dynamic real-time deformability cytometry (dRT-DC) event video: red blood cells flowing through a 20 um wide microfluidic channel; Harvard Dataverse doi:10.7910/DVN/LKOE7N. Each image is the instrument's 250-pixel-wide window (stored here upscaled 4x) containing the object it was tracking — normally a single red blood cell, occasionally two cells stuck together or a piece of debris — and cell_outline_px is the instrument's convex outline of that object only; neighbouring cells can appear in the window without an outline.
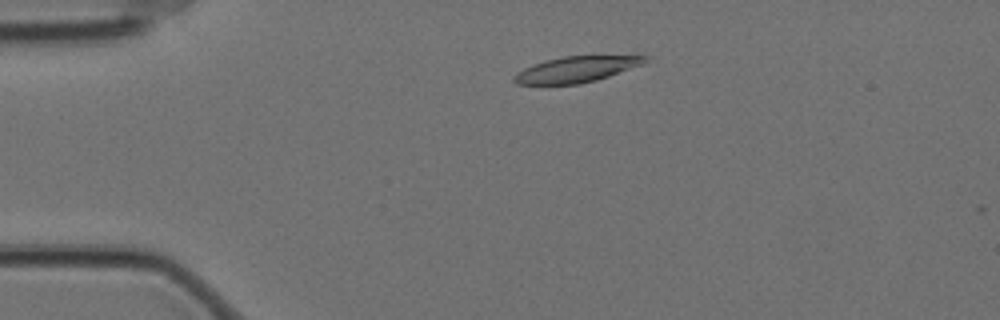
{"species": "Egyptian fruit bat (a non-hibernating species)", "species_latin": "Rousettus aegyptiacus", "temperature_condition": "cold", "stored_images_in_passage": 54, "camera_frame_rate_fps": 3000, "um_per_image_px": 0.085, "animal": {"sex": "female"}, "frame": {"image": 1, "passage_image": 8, "time_ms": 2.333, "image_size_px": [1000, 320], "cell_outline_px": [[648, 60], [644, 64], [596, 80], [580, 84], [516, 84], [512, 80], [512, 76], [516, 72], [532, 64], [544, 60], [564, 56], [648, 56]], "centroid_in_image_um": [48.93, 5.9], "position_along_channel_um": 36.1, "area_um2": 19.71}}
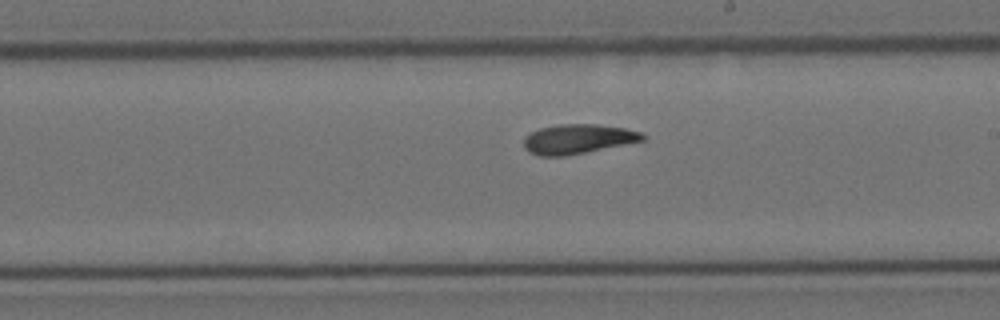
{"frame": {"image": 2, "passage_image": 29, "time_ms": 9.333, "image_size_px": [1000, 320], "cell_outline_px": [[648, 136], [644, 140], [564, 156], [540, 156], [528, 152], [524, 148], [524, 136], [540, 128], [560, 124], [596, 124], [624, 128], [640, 132]], "centroid_in_image_um": [49.09, 11.81], "position_along_channel_um": 239.9, "area_um2": 20.29}}
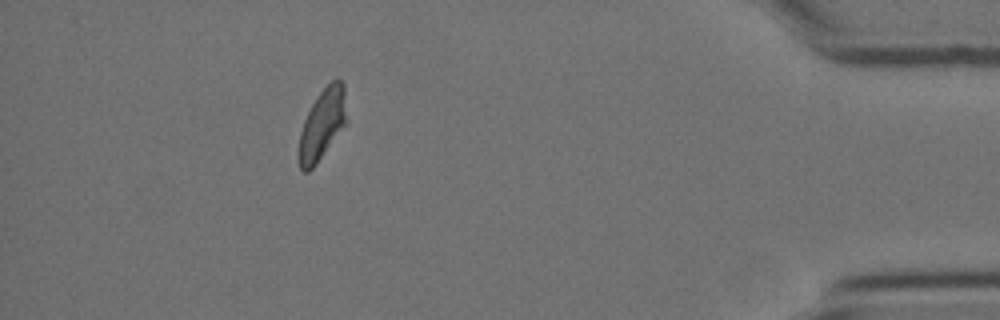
{"frame": {"image": 3, "passage_image": 48, "time_ms": 15.667, "image_size_px": [1000, 320], "cell_outline_px": [[348, 124], [316, 164], [308, 172], [304, 172], [300, 168], [296, 156], [300, 132], [304, 120], [316, 96], [336, 76], [344, 84], [348, 120]], "centroid_in_image_um": [27.41, 10.59], "position_along_channel_um": 407.8, "area_um2": 20.4}, "authors_computed_cell_mechanics": {"area_um2": 20.3456, "velocity_mm_per_s": 3.4687, "shape_relaxation_time_tau1_ms": 6.4186, "shape_relaxation_time_tau2_ms": 4.4132, "deformation_change_tau1": 0.1711, "deformation_change_tau2": 0.1141}}